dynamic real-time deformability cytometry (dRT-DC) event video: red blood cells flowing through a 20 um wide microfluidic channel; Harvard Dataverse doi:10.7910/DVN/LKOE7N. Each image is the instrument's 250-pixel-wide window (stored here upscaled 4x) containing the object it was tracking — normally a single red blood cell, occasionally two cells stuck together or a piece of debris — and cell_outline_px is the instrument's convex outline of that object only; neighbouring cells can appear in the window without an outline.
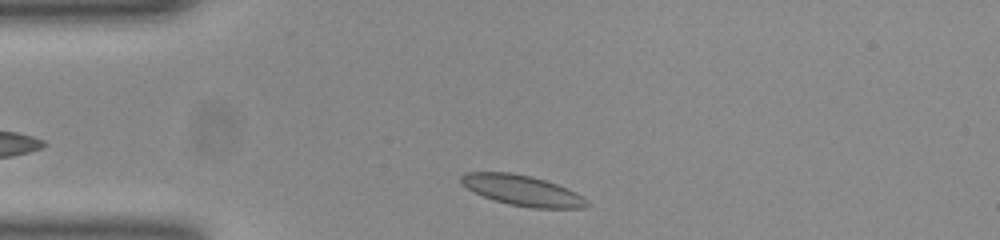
{"species": "common noctule bat (a hibernating species)", "species_latin": "Nyctalus noctula", "temperature_condition": "room temperature", "stored_images_in_passage": 32, "camera_frame_rate_fps": 3000, "um_per_image_px": 0.085, "animal": {"sex": "female", "body_mass_g": 23.0, "forearm_length_mm": 53.4}, "frame": {"image": 1, "passage_image": 2, "time_ms": 0.333, "image_size_px": [1000, 240], "cell_outline_px": [[588, 204], [584, 208], [532, 208], [508, 204], [484, 196], [460, 184], [460, 176], [464, 172], [508, 172], [528, 176], [544, 180], [556, 184], [576, 192], [584, 196], [588, 200]], "centroid_in_image_um": [44.4, 16.19], "position_along_channel_um": 40.6, "area_um2": 22.14}}
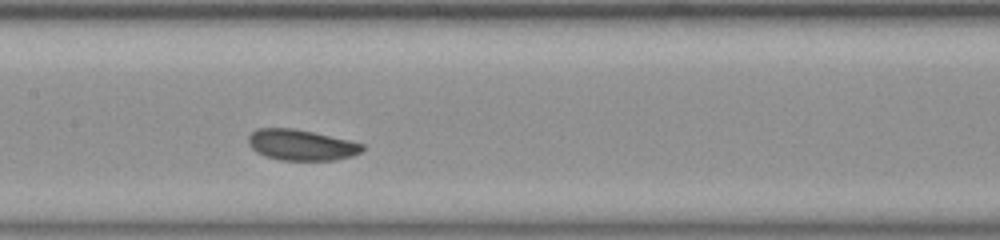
{"frame": {"image": 2, "passage_image": 15, "time_ms": 4.667, "image_size_px": [1000, 240], "cell_outline_px": [[364, 148], [360, 152], [352, 156], [332, 160], [280, 160], [264, 156], [256, 152], [252, 148], [248, 140], [248, 136], [256, 128], [292, 128], [312, 132], [348, 140], [364, 144]], "centroid_in_image_um": [25.57, 12.32], "position_along_channel_um": 181.8, "area_um2": 20.35}}
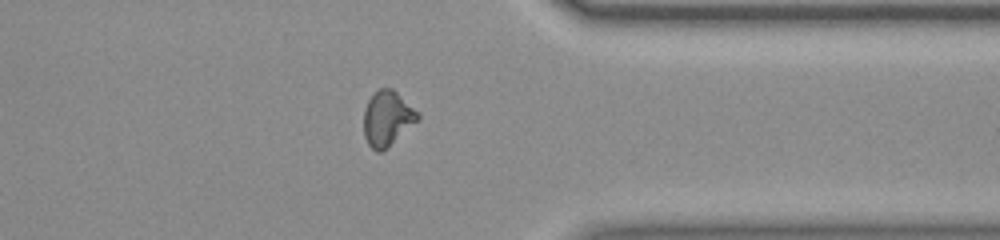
{"frame": {"image": 3, "passage_image": 28, "time_ms": 9.0, "image_size_px": [1000, 240], "cell_outline_px": [[420, 120], [380, 152], [376, 152], [368, 144], [364, 136], [364, 108], [368, 100], [380, 88], [392, 88], [420, 112]], "centroid_in_image_um": [32.94, 10.05], "position_along_channel_um": 378.5, "area_um2": 17.28}}